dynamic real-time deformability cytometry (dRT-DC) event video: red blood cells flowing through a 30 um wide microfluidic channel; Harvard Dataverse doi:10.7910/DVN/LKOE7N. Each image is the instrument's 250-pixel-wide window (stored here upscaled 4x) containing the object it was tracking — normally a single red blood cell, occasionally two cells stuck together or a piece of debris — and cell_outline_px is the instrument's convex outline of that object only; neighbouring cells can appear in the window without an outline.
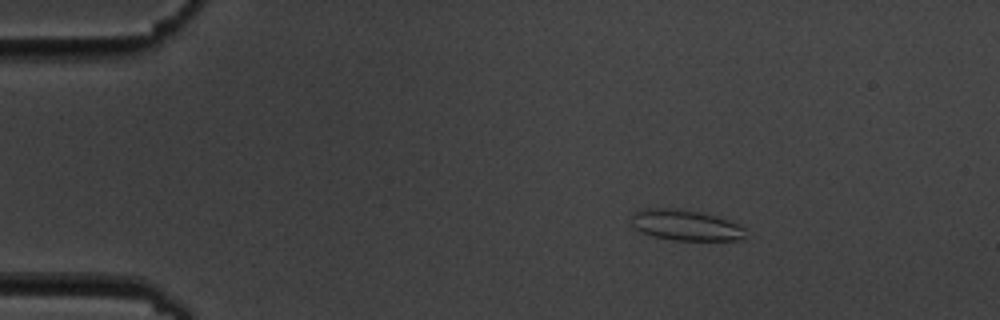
{"species": "common noctule bat (a hibernating species)", "species_latin": "Nyctalus noctula", "temperature_condition": "cold", "stored_images_in_passage": 7, "camera_frame_rate_fps": 3000, "um_per_image_px": 0.085, "animal": {"sex": "male", "body_mass_g": 19.5, "forearm_length_mm": 54.6}, "frame": {"image": 1, "passage_image": 2, "time_ms": 1.333, "image_size_px": [1000, 320], "cell_outline_px": [[744, 236], [740, 240], [676, 240], [656, 236], [640, 232], [632, 224], [632, 212], [644, 208], [680, 208], [700, 212], [716, 216], [728, 220], [744, 228]], "centroid_in_image_um": [58.24, 19.12], "position_along_channel_um": 26.8, "area_um2": 20.29}}
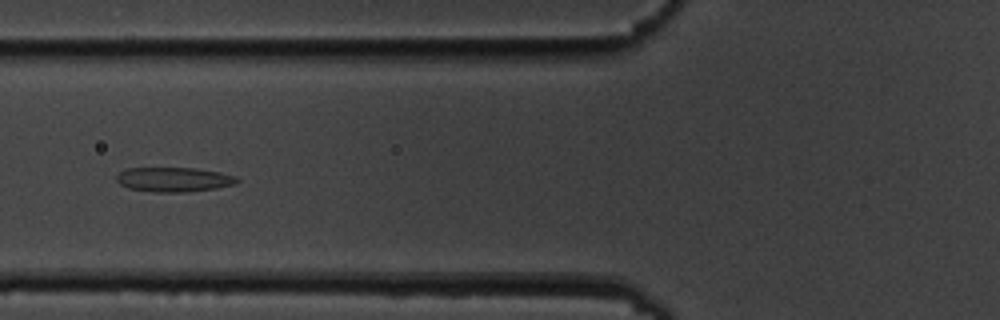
{"frame": {"image": 2, "passage_image": 5, "time_ms": 5.667, "image_size_px": [1000, 320], "cell_outline_px": [[240, 180], [236, 184], [216, 188], [188, 192], [156, 192], [128, 188], [120, 184], [116, 180], [116, 176], [120, 172], [128, 168], [196, 168], [220, 172], [236, 176]], "centroid_in_image_um": [14.8, 15.26], "position_along_channel_um": 111.0, "area_um2": 17.28}}
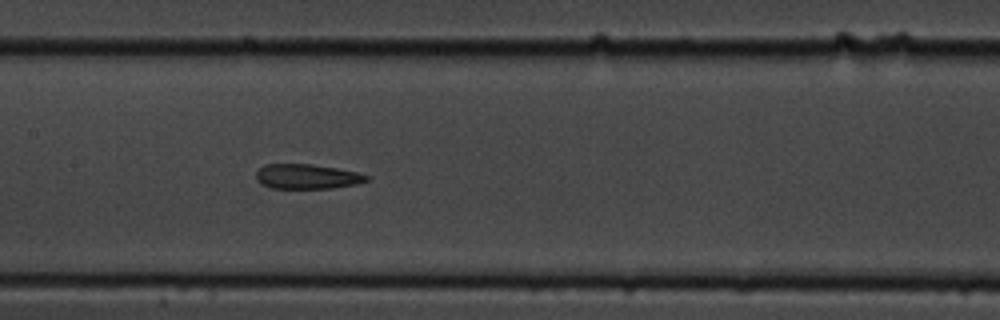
{"frame": {"image": 3, "passage_image": 7, "time_ms": 7.667, "image_size_px": [1000, 320], "cell_outline_px": [[368, 180], [356, 184], [332, 188], [272, 188], [260, 184], [256, 180], [256, 172], [264, 164], [312, 164], [336, 168], [356, 172], [368, 176]], "centroid_in_image_um": [26.05, 15.0], "position_along_channel_um": 181.4, "area_um2": 15.9}}